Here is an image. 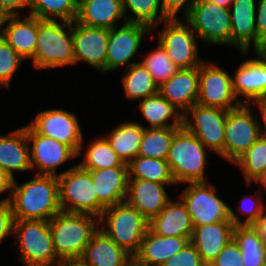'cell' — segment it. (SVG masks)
<instances>
[{"instance_id":"44","label":"cell","mask_w":266,"mask_h":266,"mask_svg":"<svg viewBox=\"0 0 266 266\" xmlns=\"http://www.w3.org/2000/svg\"><path fill=\"white\" fill-rule=\"evenodd\" d=\"M242 253L232 238L209 266H244Z\"/></svg>"},{"instance_id":"15","label":"cell","mask_w":266,"mask_h":266,"mask_svg":"<svg viewBox=\"0 0 266 266\" xmlns=\"http://www.w3.org/2000/svg\"><path fill=\"white\" fill-rule=\"evenodd\" d=\"M152 29L139 23L126 22L119 27L109 29L105 73L114 71L123 65L125 69L132 64L130 60L138 53L143 37L150 35Z\"/></svg>"},{"instance_id":"38","label":"cell","mask_w":266,"mask_h":266,"mask_svg":"<svg viewBox=\"0 0 266 266\" xmlns=\"http://www.w3.org/2000/svg\"><path fill=\"white\" fill-rule=\"evenodd\" d=\"M29 15L42 20L73 22L78 11V0H30Z\"/></svg>"},{"instance_id":"14","label":"cell","mask_w":266,"mask_h":266,"mask_svg":"<svg viewBox=\"0 0 266 266\" xmlns=\"http://www.w3.org/2000/svg\"><path fill=\"white\" fill-rule=\"evenodd\" d=\"M29 125L38 133L70 146L77 157L83 149V133L77 115L63 109L38 112Z\"/></svg>"},{"instance_id":"53","label":"cell","mask_w":266,"mask_h":266,"mask_svg":"<svg viewBox=\"0 0 266 266\" xmlns=\"http://www.w3.org/2000/svg\"><path fill=\"white\" fill-rule=\"evenodd\" d=\"M253 182L266 189V169Z\"/></svg>"},{"instance_id":"16","label":"cell","mask_w":266,"mask_h":266,"mask_svg":"<svg viewBox=\"0 0 266 266\" xmlns=\"http://www.w3.org/2000/svg\"><path fill=\"white\" fill-rule=\"evenodd\" d=\"M30 147V163L35 174L57 176L58 166L77 158V153L68 145L53 138L38 134L29 124L25 126Z\"/></svg>"},{"instance_id":"8","label":"cell","mask_w":266,"mask_h":266,"mask_svg":"<svg viewBox=\"0 0 266 266\" xmlns=\"http://www.w3.org/2000/svg\"><path fill=\"white\" fill-rule=\"evenodd\" d=\"M184 19L204 44L231 46L229 8L206 0H197Z\"/></svg>"},{"instance_id":"10","label":"cell","mask_w":266,"mask_h":266,"mask_svg":"<svg viewBox=\"0 0 266 266\" xmlns=\"http://www.w3.org/2000/svg\"><path fill=\"white\" fill-rule=\"evenodd\" d=\"M182 20L169 18L162 21L165 27L157 37L158 42L179 69L199 67L205 60L198 57L197 35L190 24L184 18Z\"/></svg>"},{"instance_id":"33","label":"cell","mask_w":266,"mask_h":266,"mask_svg":"<svg viewBox=\"0 0 266 266\" xmlns=\"http://www.w3.org/2000/svg\"><path fill=\"white\" fill-rule=\"evenodd\" d=\"M233 239L242 253L244 266H266V245L254 226H234Z\"/></svg>"},{"instance_id":"42","label":"cell","mask_w":266,"mask_h":266,"mask_svg":"<svg viewBox=\"0 0 266 266\" xmlns=\"http://www.w3.org/2000/svg\"><path fill=\"white\" fill-rule=\"evenodd\" d=\"M24 59L0 35V87L10 88V83Z\"/></svg>"},{"instance_id":"45","label":"cell","mask_w":266,"mask_h":266,"mask_svg":"<svg viewBox=\"0 0 266 266\" xmlns=\"http://www.w3.org/2000/svg\"><path fill=\"white\" fill-rule=\"evenodd\" d=\"M196 1L197 0H161V4L164 12L170 18H177L178 13H182V18H184L190 12Z\"/></svg>"},{"instance_id":"50","label":"cell","mask_w":266,"mask_h":266,"mask_svg":"<svg viewBox=\"0 0 266 266\" xmlns=\"http://www.w3.org/2000/svg\"><path fill=\"white\" fill-rule=\"evenodd\" d=\"M252 104L256 105V107L258 106L259 110L261 111V115L259 113V116H261L264 121V128H261V123H259L260 134L262 137L266 138V99L255 101Z\"/></svg>"},{"instance_id":"54","label":"cell","mask_w":266,"mask_h":266,"mask_svg":"<svg viewBox=\"0 0 266 266\" xmlns=\"http://www.w3.org/2000/svg\"><path fill=\"white\" fill-rule=\"evenodd\" d=\"M206 1L216 3L225 8H230L234 0H206Z\"/></svg>"},{"instance_id":"26","label":"cell","mask_w":266,"mask_h":266,"mask_svg":"<svg viewBox=\"0 0 266 266\" xmlns=\"http://www.w3.org/2000/svg\"><path fill=\"white\" fill-rule=\"evenodd\" d=\"M98 201L105 207L124 202L128 188V167L90 170Z\"/></svg>"},{"instance_id":"36","label":"cell","mask_w":266,"mask_h":266,"mask_svg":"<svg viewBox=\"0 0 266 266\" xmlns=\"http://www.w3.org/2000/svg\"><path fill=\"white\" fill-rule=\"evenodd\" d=\"M83 160L78 165L87 171L95 169L128 167L117 156L104 136H99L87 145Z\"/></svg>"},{"instance_id":"7","label":"cell","mask_w":266,"mask_h":266,"mask_svg":"<svg viewBox=\"0 0 266 266\" xmlns=\"http://www.w3.org/2000/svg\"><path fill=\"white\" fill-rule=\"evenodd\" d=\"M13 235L17 238L15 244L21 252L18 258L23 265L55 266L61 261L54 250L49 221L14 220Z\"/></svg>"},{"instance_id":"31","label":"cell","mask_w":266,"mask_h":266,"mask_svg":"<svg viewBox=\"0 0 266 266\" xmlns=\"http://www.w3.org/2000/svg\"><path fill=\"white\" fill-rule=\"evenodd\" d=\"M142 116L149 123L145 128L182 127L183 115L160 93L139 100ZM173 119V123L168 122Z\"/></svg>"},{"instance_id":"22","label":"cell","mask_w":266,"mask_h":266,"mask_svg":"<svg viewBox=\"0 0 266 266\" xmlns=\"http://www.w3.org/2000/svg\"><path fill=\"white\" fill-rule=\"evenodd\" d=\"M159 93L184 115L198 102L199 67L179 69L159 86Z\"/></svg>"},{"instance_id":"12","label":"cell","mask_w":266,"mask_h":266,"mask_svg":"<svg viewBox=\"0 0 266 266\" xmlns=\"http://www.w3.org/2000/svg\"><path fill=\"white\" fill-rule=\"evenodd\" d=\"M198 105L232 110L241 105L233 91L232 76L215 62L204 61L199 66Z\"/></svg>"},{"instance_id":"5","label":"cell","mask_w":266,"mask_h":266,"mask_svg":"<svg viewBox=\"0 0 266 266\" xmlns=\"http://www.w3.org/2000/svg\"><path fill=\"white\" fill-rule=\"evenodd\" d=\"M148 224L149 221L126 201L105 208L99 218V228L132 257L139 251Z\"/></svg>"},{"instance_id":"55","label":"cell","mask_w":266,"mask_h":266,"mask_svg":"<svg viewBox=\"0 0 266 266\" xmlns=\"http://www.w3.org/2000/svg\"><path fill=\"white\" fill-rule=\"evenodd\" d=\"M266 61V41L261 44L260 48L256 51Z\"/></svg>"},{"instance_id":"34","label":"cell","mask_w":266,"mask_h":266,"mask_svg":"<svg viewBox=\"0 0 266 266\" xmlns=\"http://www.w3.org/2000/svg\"><path fill=\"white\" fill-rule=\"evenodd\" d=\"M122 2L127 22L149 26L153 33L162 21L170 18L164 12L161 0H122ZM127 10H130L132 15H127Z\"/></svg>"},{"instance_id":"49","label":"cell","mask_w":266,"mask_h":266,"mask_svg":"<svg viewBox=\"0 0 266 266\" xmlns=\"http://www.w3.org/2000/svg\"><path fill=\"white\" fill-rule=\"evenodd\" d=\"M14 180L15 179L11 177L4 169L0 168V195L8 192V196L6 198L0 199V202L9 201L14 185Z\"/></svg>"},{"instance_id":"30","label":"cell","mask_w":266,"mask_h":266,"mask_svg":"<svg viewBox=\"0 0 266 266\" xmlns=\"http://www.w3.org/2000/svg\"><path fill=\"white\" fill-rule=\"evenodd\" d=\"M144 128L134 121L124 122L104 137L123 163L129 164L138 155Z\"/></svg>"},{"instance_id":"51","label":"cell","mask_w":266,"mask_h":266,"mask_svg":"<svg viewBox=\"0 0 266 266\" xmlns=\"http://www.w3.org/2000/svg\"><path fill=\"white\" fill-rule=\"evenodd\" d=\"M253 226L259 232L266 245V211L264 216L259 219Z\"/></svg>"},{"instance_id":"17","label":"cell","mask_w":266,"mask_h":266,"mask_svg":"<svg viewBox=\"0 0 266 266\" xmlns=\"http://www.w3.org/2000/svg\"><path fill=\"white\" fill-rule=\"evenodd\" d=\"M109 29L88 27L73 21V56L75 65L86 62L105 74Z\"/></svg>"},{"instance_id":"47","label":"cell","mask_w":266,"mask_h":266,"mask_svg":"<svg viewBox=\"0 0 266 266\" xmlns=\"http://www.w3.org/2000/svg\"><path fill=\"white\" fill-rule=\"evenodd\" d=\"M255 25L259 48L266 41V0H259L256 6Z\"/></svg>"},{"instance_id":"48","label":"cell","mask_w":266,"mask_h":266,"mask_svg":"<svg viewBox=\"0 0 266 266\" xmlns=\"http://www.w3.org/2000/svg\"><path fill=\"white\" fill-rule=\"evenodd\" d=\"M30 0H0V16L20 15L19 10L29 7Z\"/></svg>"},{"instance_id":"39","label":"cell","mask_w":266,"mask_h":266,"mask_svg":"<svg viewBox=\"0 0 266 266\" xmlns=\"http://www.w3.org/2000/svg\"><path fill=\"white\" fill-rule=\"evenodd\" d=\"M232 164L239 166L245 183L252 182L266 169V138H260Z\"/></svg>"},{"instance_id":"46","label":"cell","mask_w":266,"mask_h":266,"mask_svg":"<svg viewBox=\"0 0 266 266\" xmlns=\"http://www.w3.org/2000/svg\"><path fill=\"white\" fill-rule=\"evenodd\" d=\"M13 212L9 201L0 202V243L13 234Z\"/></svg>"},{"instance_id":"35","label":"cell","mask_w":266,"mask_h":266,"mask_svg":"<svg viewBox=\"0 0 266 266\" xmlns=\"http://www.w3.org/2000/svg\"><path fill=\"white\" fill-rule=\"evenodd\" d=\"M129 178L148 180L168 186L176 183L166 160L147 158L137 155L128 164Z\"/></svg>"},{"instance_id":"11","label":"cell","mask_w":266,"mask_h":266,"mask_svg":"<svg viewBox=\"0 0 266 266\" xmlns=\"http://www.w3.org/2000/svg\"><path fill=\"white\" fill-rule=\"evenodd\" d=\"M251 105L228 110L225 123L224 159L233 163L261 136L257 115Z\"/></svg>"},{"instance_id":"27","label":"cell","mask_w":266,"mask_h":266,"mask_svg":"<svg viewBox=\"0 0 266 266\" xmlns=\"http://www.w3.org/2000/svg\"><path fill=\"white\" fill-rule=\"evenodd\" d=\"M0 168L14 179L15 171H32L25 126L7 135L0 134Z\"/></svg>"},{"instance_id":"32","label":"cell","mask_w":266,"mask_h":266,"mask_svg":"<svg viewBox=\"0 0 266 266\" xmlns=\"http://www.w3.org/2000/svg\"><path fill=\"white\" fill-rule=\"evenodd\" d=\"M125 70L121 83L126 99L142 100L159 93V86L140 61Z\"/></svg>"},{"instance_id":"37","label":"cell","mask_w":266,"mask_h":266,"mask_svg":"<svg viewBox=\"0 0 266 266\" xmlns=\"http://www.w3.org/2000/svg\"><path fill=\"white\" fill-rule=\"evenodd\" d=\"M180 128H144L138 155L166 160L174 135Z\"/></svg>"},{"instance_id":"23","label":"cell","mask_w":266,"mask_h":266,"mask_svg":"<svg viewBox=\"0 0 266 266\" xmlns=\"http://www.w3.org/2000/svg\"><path fill=\"white\" fill-rule=\"evenodd\" d=\"M234 226L232 221H220L193 227L190 242L207 266L233 238Z\"/></svg>"},{"instance_id":"18","label":"cell","mask_w":266,"mask_h":266,"mask_svg":"<svg viewBox=\"0 0 266 266\" xmlns=\"http://www.w3.org/2000/svg\"><path fill=\"white\" fill-rule=\"evenodd\" d=\"M254 53L258 58L242 62L232 77L233 91L241 104L252 105L255 101L266 99V61L259 53Z\"/></svg>"},{"instance_id":"52","label":"cell","mask_w":266,"mask_h":266,"mask_svg":"<svg viewBox=\"0 0 266 266\" xmlns=\"http://www.w3.org/2000/svg\"><path fill=\"white\" fill-rule=\"evenodd\" d=\"M56 265L57 266H88L81 259H66V260H61Z\"/></svg>"},{"instance_id":"3","label":"cell","mask_w":266,"mask_h":266,"mask_svg":"<svg viewBox=\"0 0 266 266\" xmlns=\"http://www.w3.org/2000/svg\"><path fill=\"white\" fill-rule=\"evenodd\" d=\"M35 69L75 65L73 56V22L38 18L37 45L32 58Z\"/></svg>"},{"instance_id":"24","label":"cell","mask_w":266,"mask_h":266,"mask_svg":"<svg viewBox=\"0 0 266 266\" xmlns=\"http://www.w3.org/2000/svg\"><path fill=\"white\" fill-rule=\"evenodd\" d=\"M127 22L122 0H78L76 23L88 27L112 29Z\"/></svg>"},{"instance_id":"43","label":"cell","mask_w":266,"mask_h":266,"mask_svg":"<svg viewBox=\"0 0 266 266\" xmlns=\"http://www.w3.org/2000/svg\"><path fill=\"white\" fill-rule=\"evenodd\" d=\"M162 266H207L196 250L189 242L180 252L170 257Z\"/></svg>"},{"instance_id":"56","label":"cell","mask_w":266,"mask_h":266,"mask_svg":"<svg viewBox=\"0 0 266 266\" xmlns=\"http://www.w3.org/2000/svg\"><path fill=\"white\" fill-rule=\"evenodd\" d=\"M125 266H144L142 264H139L133 257L132 259L125 265Z\"/></svg>"},{"instance_id":"41","label":"cell","mask_w":266,"mask_h":266,"mask_svg":"<svg viewBox=\"0 0 266 266\" xmlns=\"http://www.w3.org/2000/svg\"><path fill=\"white\" fill-rule=\"evenodd\" d=\"M263 188L259 191H256V194L258 195H243L242 200H240V207L236 211L239 212V214H243L246 219L244 221H241L240 217L236 215L232 209H230V219L233 222L235 226H253L259 219H261L266 211V205L263 202L264 198L262 194ZM256 199H255V198ZM260 197V198H258Z\"/></svg>"},{"instance_id":"20","label":"cell","mask_w":266,"mask_h":266,"mask_svg":"<svg viewBox=\"0 0 266 266\" xmlns=\"http://www.w3.org/2000/svg\"><path fill=\"white\" fill-rule=\"evenodd\" d=\"M256 0H234L230 6L231 46L247 56L252 45L254 52L259 49L255 25ZM251 44V45H250Z\"/></svg>"},{"instance_id":"29","label":"cell","mask_w":266,"mask_h":266,"mask_svg":"<svg viewBox=\"0 0 266 266\" xmlns=\"http://www.w3.org/2000/svg\"><path fill=\"white\" fill-rule=\"evenodd\" d=\"M80 259L88 266H125L132 256L99 228Z\"/></svg>"},{"instance_id":"9","label":"cell","mask_w":266,"mask_h":266,"mask_svg":"<svg viewBox=\"0 0 266 266\" xmlns=\"http://www.w3.org/2000/svg\"><path fill=\"white\" fill-rule=\"evenodd\" d=\"M180 198L190 214L193 227L220 221H231L229 205L217 196V188L209 182L188 183Z\"/></svg>"},{"instance_id":"40","label":"cell","mask_w":266,"mask_h":266,"mask_svg":"<svg viewBox=\"0 0 266 266\" xmlns=\"http://www.w3.org/2000/svg\"><path fill=\"white\" fill-rule=\"evenodd\" d=\"M144 57L140 62L150 72L158 86L170 79L179 70V67L171 61L166 50L159 42L157 48Z\"/></svg>"},{"instance_id":"4","label":"cell","mask_w":266,"mask_h":266,"mask_svg":"<svg viewBox=\"0 0 266 266\" xmlns=\"http://www.w3.org/2000/svg\"><path fill=\"white\" fill-rule=\"evenodd\" d=\"M206 150L204 144L184 126L175 133L166 161L176 184L207 182Z\"/></svg>"},{"instance_id":"2","label":"cell","mask_w":266,"mask_h":266,"mask_svg":"<svg viewBox=\"0 0 266 266\" xmlns=\"http://www.w3.org/2000/svg\"><path fill=\"white\" fill-rule=\"evenodd\" d=\"M49 225L57 257L60 260L80 259L99 229V219L89 214L61 211L49 220Z\"/></svg>"},{"instance_id":"19","label":"cell","mask_w":266,"mask_h":266,"mask_svg":"<svg viewBox=\"0 0 266 266\" xmlns=\"http://www.w3.org/2000/svg\"><path fill=\"white\" fill-rule=\"evenodd\" d=\"M19 16L1 17L0 35L24 60L32 59L37 45L38 18L27 15L22 19Z\"/></svg>"},{"instance_id":"28","label":"cell","mask_w":266,"mask_h":266,"mask_svg":"<svg viewBox=\"0 0 266 266\" xmlns=\"http://www.w3.org/2000/svg\"><path fill=\"white\" fill-rule=\"evenodd\" d=\"M148 228L161 236L191 237L193 225L186 206L180 200H170L160 213L153 217Z\"/></svg>"},{"instance_id":"25","label":"cell","mask_w":266,"mask_h":266,"mask_svg":"<svg viewBox=\"0 0 266 266\" xmlns=\"http://www.w3.org/2000/svg\"><path fill=\"white\" fill-rule=\"evenodd\" d=\"M191 237L161 236L149 228L141 241L139 251L133 258L144 266H162L170 257L181 251Z\"/></svg>"},{"instance_id":"21","label":"cell","mask_w":266,"mask_h":266,"mask_svg":"<svg viewBox=\"0 0 266 266\" xmlns=\"http://www.w3.org/2000/svg\"><path fill=\"white\" fill-rule=\"evenodd\" d=\"M167 184L128 178L126 202L150 221L171 200L165 189Z\"/></svg>"},{"instance_id":"6","label":"cell","mask_w":266,"mask_h":266,"mask_svg":"<svg viewBox=\"0 0 266 266\" xmlns=\"http://www.w3.org/2000/svg\"><path fill=\"white\" fill-rule=\"evenodd\" d=\"M59 203L63 212L101 217L105 207L98 201L91 173L78 164L58 174Z\"/></svg>"},{"instance_id":"1","label":"cell","mask_w":266,"mask_h":266,"mask_svg":"<svg viewBox=\"0 0 266 266\" xmlns=\"http://www.w3.org/2000/svg\"><path fill=\"white\" fill-rule=\"evenodd\" d=\"M14 220H46L62 210L57 176L38 175L22 185L16 179L9 199Z\"/></svg>"},{"instance_id":"13","label":"cell","mask_w":266,"mask_h":266,"mask_svg":"<svg viewBox=\"0 0 266 266\" xmlns=\"http://www.w3.org/2000/svg\"><path fill=\"white\" fill-rule=\"evenodd\" d=\"M226 110L195 104L183 115V126L224 159Z\"/></svg>"}]
</instances>
